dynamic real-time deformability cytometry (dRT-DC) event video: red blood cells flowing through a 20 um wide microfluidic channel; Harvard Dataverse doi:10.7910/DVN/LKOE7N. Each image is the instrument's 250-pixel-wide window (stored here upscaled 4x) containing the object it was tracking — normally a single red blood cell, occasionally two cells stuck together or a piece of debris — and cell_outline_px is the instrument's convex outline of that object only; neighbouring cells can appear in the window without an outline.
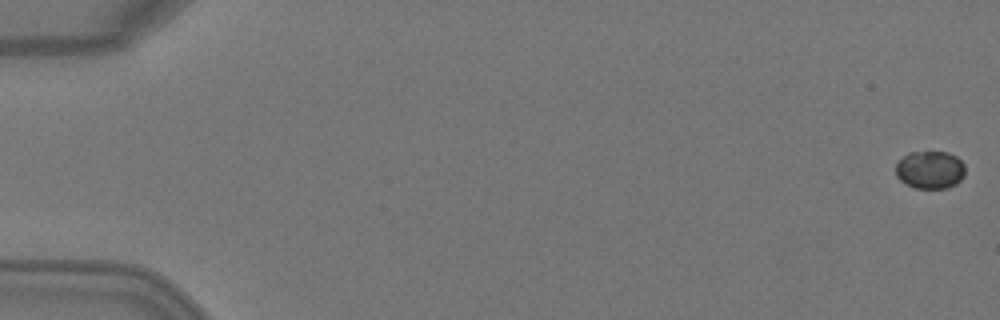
{"species": "Egyptian fruit bat (a non-hibernating species)", "species_latin": "Rousettus aegyptiacus", "temperature_condition": "warm", "stored_images_in_passage": 6, "segment_of_instrument_passage": [2, 2], "camera_frame_rate_fps": 3000, "um_per_image_px": 0.085, "animal": {"sex": "female"}, "frame": {"image": 1, "passage_image": 6, "time_ms": 1.667, "image_size_px": [1000, 320], "cell_outline_px": [[964, 176], [956, 184], [944, 188], [916, 188], [904, 184], [896, 176], [896, 164], [908, 152], [948, 152], [956, 156], [964, 164]], "centroid_in_image_um": [79.04, 14.43], "position_along_channel_um": 6.0, "area_um2": 15.32}}